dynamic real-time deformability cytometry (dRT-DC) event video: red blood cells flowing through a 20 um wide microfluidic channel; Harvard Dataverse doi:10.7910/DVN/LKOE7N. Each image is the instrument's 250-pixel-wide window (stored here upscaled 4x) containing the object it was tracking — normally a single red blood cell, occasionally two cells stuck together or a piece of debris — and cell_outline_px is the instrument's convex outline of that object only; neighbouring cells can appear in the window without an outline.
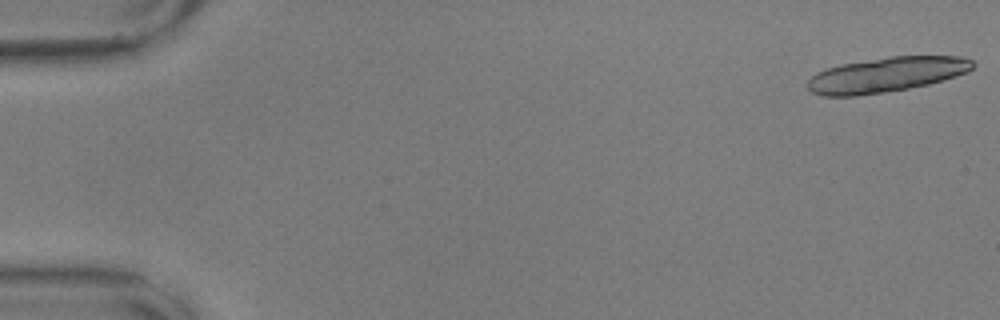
{"species": "common noctule bat (a hibernating species)", "species_latin": "Nyctalus noctula", "temperature_condition": "warm", "stored_images_in_passage": 22, "camera_frame_rate_fps": 3000, "um_per_image_px": 0.085, "animal": {"sex": "male", "body_mass_g": 17.9, "forearm_length_mm": 54.2}, "frame": {"image": 1, "passage_image": 1, "time_ms": 0.0, "image_size_px": [1000, 320], "cell_outline_px": [[976, 64], [968, 72], [956, 76], [928, 84], [908, 88], [884, 92], [856, 96], [824, 96], [812, 92], [808, 88], [808, 80], [816, 72], [824, 68], [840, 64], [888, 56], [960, 56], [972, 60]], "centroid_in_image_um": [75.33, 6.34], "position_along_channel_um": 9.7, "area_um2": 33.7}}
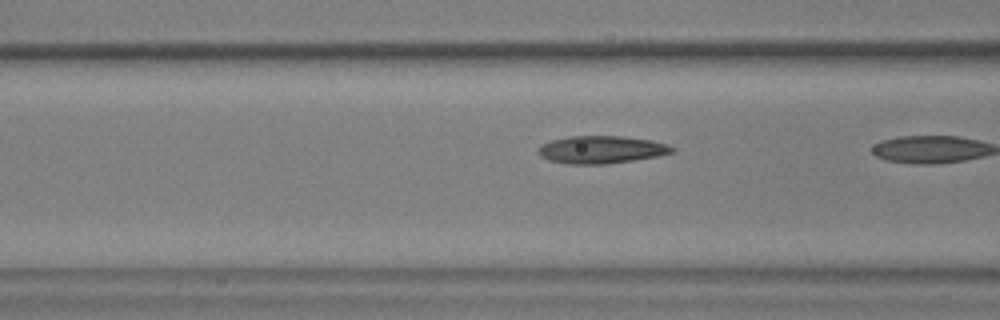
{"frame": {"image": 2, "passage_image": 21, "time_ms": 6.667, "image_size_px": [1000, 320], "cell_outline_px": [[676, 152], [660, 156], [608, 164], [568, 164], [548, 160], [540, 156], [536, 152], [536, 148], [552, 140], [572, 136], [620, 136], [652, 140], [668, 144], [676, 148]], "centroid_in_image_um": [51.15, 12.73], "position_along_channel_um": 115.4, "area_um2": 21.79}}